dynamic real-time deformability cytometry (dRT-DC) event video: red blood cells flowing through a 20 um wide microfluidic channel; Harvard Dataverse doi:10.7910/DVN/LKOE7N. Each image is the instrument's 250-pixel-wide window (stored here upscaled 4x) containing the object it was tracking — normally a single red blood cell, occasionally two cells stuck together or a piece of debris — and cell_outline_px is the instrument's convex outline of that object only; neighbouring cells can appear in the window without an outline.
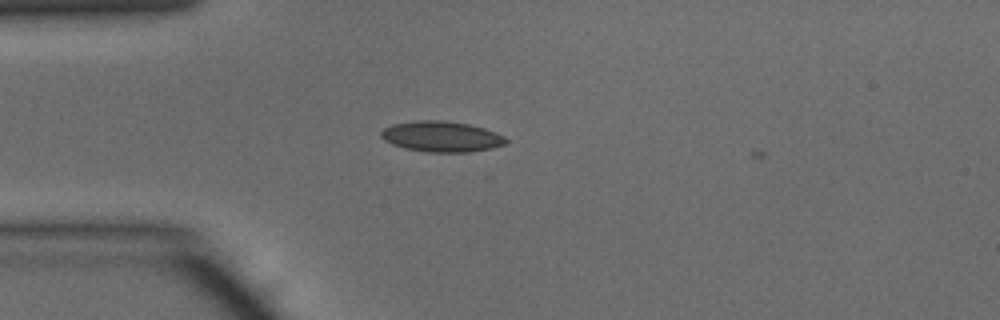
{"species": "common noctule bat (a hibernating species)", "species_latin": "Nyctalus noctula", "temperature_condition": "warm", "stored_images_in_passage": 2, "camera_frame_rate_fps": 3000, "um_per_image_px": 0.085, "animal": {"sex": "male", "body_mass_g": 15.6}, "frame": {"image": 1, "passage_image": 1, "time_ms": 0.0, "image_size_px": [1000, 320], "cell_outline_px": [[508, 144], [492, 148], [468, 152], [428, 152], [404, 148], [392, 144], [384, 140], [380, 136], [380, 132], [384, 128], [392, 124], [416, 120], [440, 120], [468, 124], [484, 128], [496, 132], [504, 136], [508, 140]], "centroid_in_image_um": [37.53, 11.61], "position_along_channel_um": 47.5, "area_um2": 22.43}}